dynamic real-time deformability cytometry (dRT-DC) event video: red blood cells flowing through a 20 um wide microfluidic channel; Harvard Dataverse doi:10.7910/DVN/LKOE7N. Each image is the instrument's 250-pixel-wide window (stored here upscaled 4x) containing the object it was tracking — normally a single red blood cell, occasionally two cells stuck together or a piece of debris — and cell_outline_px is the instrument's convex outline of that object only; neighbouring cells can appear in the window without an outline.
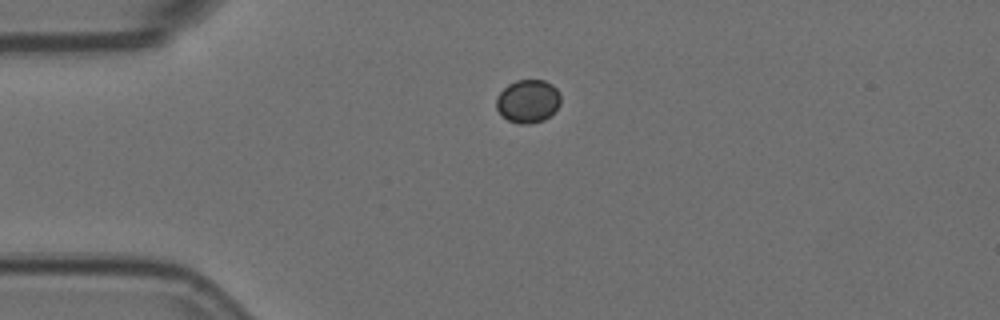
{"species": "Egyptian fruit bat (a non-hibernating species)", "species_latin": "Rousettus aegyptiacus", "temperature_condition": "room temperature", "stored_images_in_passage": 1, "camera_frame_rate_fps": 3000, "um_per_image_px": 0.085, "animal": {"sex": "female"}, "frame": {"image": 1, "passage_image": 1, "time_ms": 0.0, "image_size_px": [1000, 320], "cell_outline_px": [[560, 104], [544, 120], [528, 124], [520, 124], [508, 120], [496, 108], [496, 96], [508, 84], [516, 80], [544, 80], [552, 84], [556, 88], [560, 96]], "centroid_in_image_um": [44.86, 8.59], "position_along_channel_um": 40.1, "area_um2": 16.07}}